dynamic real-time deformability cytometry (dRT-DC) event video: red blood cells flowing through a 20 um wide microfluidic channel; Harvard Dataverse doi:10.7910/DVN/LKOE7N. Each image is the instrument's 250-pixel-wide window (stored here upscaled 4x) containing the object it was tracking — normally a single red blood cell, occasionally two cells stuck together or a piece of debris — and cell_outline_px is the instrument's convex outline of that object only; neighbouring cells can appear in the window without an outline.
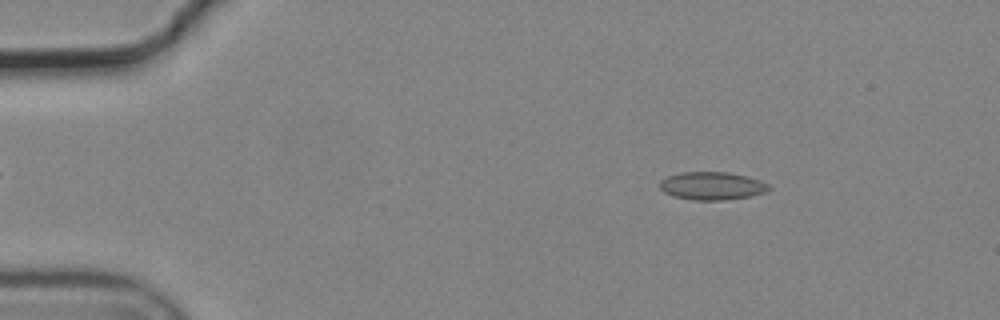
{"species": "common noctule bat (a hibernating species)", "species_latin": "Nyctalus noctula", "temperature_condition": "cold", "stored_images_in_passage": 14, "camera_frame_rate_fps": 3000, "um_per_image_px": 0.085, "animal": {"sex": "male", "body_mass_g": 19.2, "forearm_length_mm": 51.8}, "frame": {"image": 1, "passage_image": 8, "time_ms": 2.333, "image_size_px": [1000, 320], "cell_outline_px": [[772, 188], [768, 192], [748, 196], [724, 200], [692, 200], [672, 196], [664, 192], [660, 188], [660, 180], [668, 176], [680, 172], [728, 172], [748, 176], [760, 180], [768, 184]], "centroid_in_image_um": [60.53, 15.8], "position_along_channel_um": 24.5, "area_um2": 17.92}}